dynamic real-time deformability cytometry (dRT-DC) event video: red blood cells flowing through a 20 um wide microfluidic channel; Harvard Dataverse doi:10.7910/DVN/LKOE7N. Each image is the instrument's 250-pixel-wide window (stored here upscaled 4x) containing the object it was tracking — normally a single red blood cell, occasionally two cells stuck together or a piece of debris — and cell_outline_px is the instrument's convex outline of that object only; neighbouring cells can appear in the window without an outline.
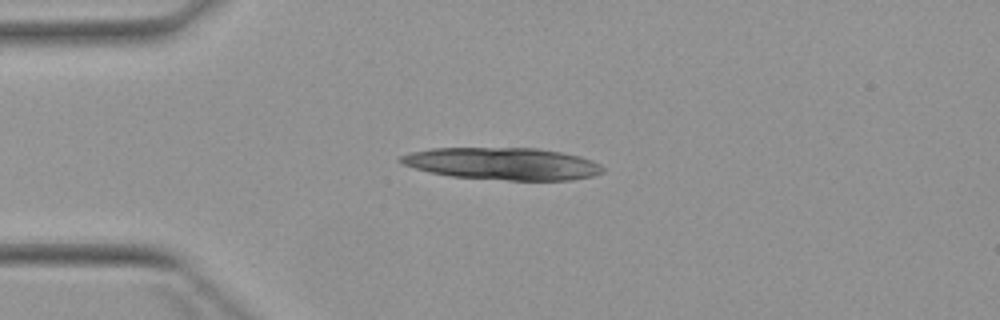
{"species": "Egyptian fruit bat (a non-hibernating species)", "species_latin": "Rousettus aegyptiacus", "temperature_condition": "warm", "stored_images_in_passage": 5, "camera_frame_rate_fps": 3000, "um_per_image_px": 0.085, "animal": {"sex": "female"}, "frame": {"image": 1, "passage_image": 3, "time_ms": 3.0, "image_size_px": [1000, 320], "cell_outline_px": [[604, 172], [592, 176], [572, 180], [508, 180], [448, 176], [400, 164], [396, 160], [400, 156], [408, 152], [432, 148], [540, 148], [580, 156], [592, 160], [600, 164], [604, 168]], "centroid_in_image_um": [42.71, 13.91], "position_along_channel_um": 42.3, "area_um2": 38.09}}